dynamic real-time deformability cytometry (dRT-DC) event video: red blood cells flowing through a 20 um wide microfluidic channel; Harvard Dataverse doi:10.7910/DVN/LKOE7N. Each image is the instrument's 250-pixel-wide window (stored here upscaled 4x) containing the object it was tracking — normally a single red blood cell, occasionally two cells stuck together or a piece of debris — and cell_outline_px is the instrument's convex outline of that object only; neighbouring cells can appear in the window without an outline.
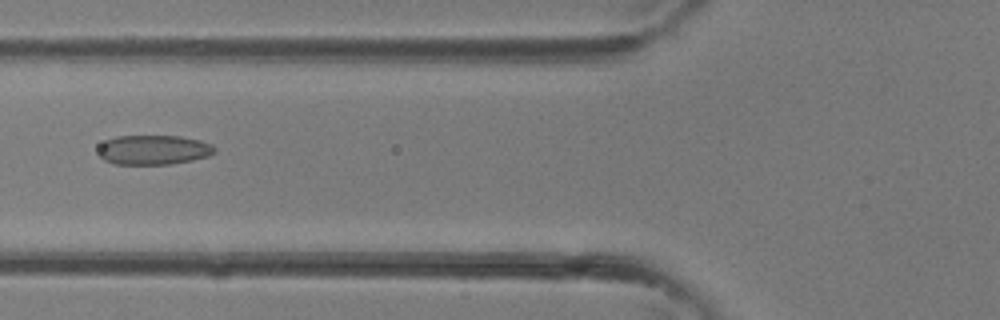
{"species": "common noctule bat (a hibernating species)", "species_latin": "Nyctalus noctula", "temperature_condition": "room temperature", "stored_images_in_passage": 30, "camera_frame_rate_fps": 3000, "um_per_image_px": 0.085, "animal": {"sex": "female"}, "frame": {"image": 1, "passage_image": 7, "time_ms": 2.0, "image_size_px": [1000, 320], "cell_outline_px": [[216, 152], [208, 156], [192, 160], [168, 164], [116, 164], [104, 160], [96, 152], [100, 144], [104, 140], [116, 136], [180, 136], [200, 140], [212, 144], [216, 148]], "centroid_in_image_um": [13.03, 12.73], "position_along_channel_um": 112.8, "area_um2": 20.23}}
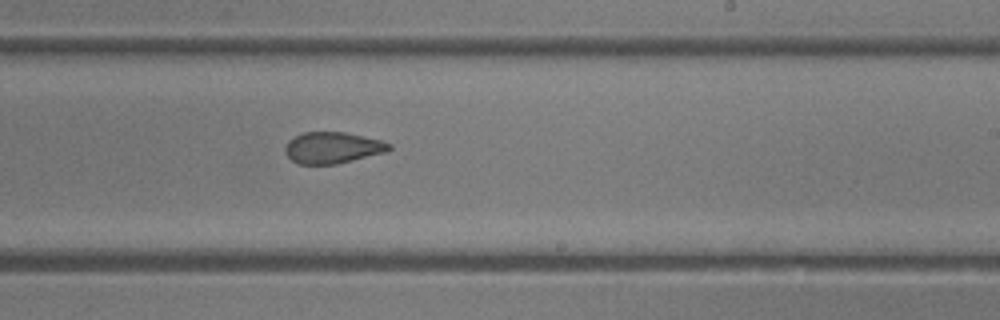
{"frame": {"image": 2, "passage_image": 15, "time_ms": 4.667, "image_size_px": [1000, 320], "cell_outline_px": [[392, 148], [388, 152], [336, 164], [300, 164], [292, 160], [284, 152], [284, 148], [288, 140], [304, 132], [344, 132], [380, 140], [392, 144]], "centroid_in_image_um": [28.28, 12.56], "position_along_channel_um": 260.7, "area_um2": 19.02}}
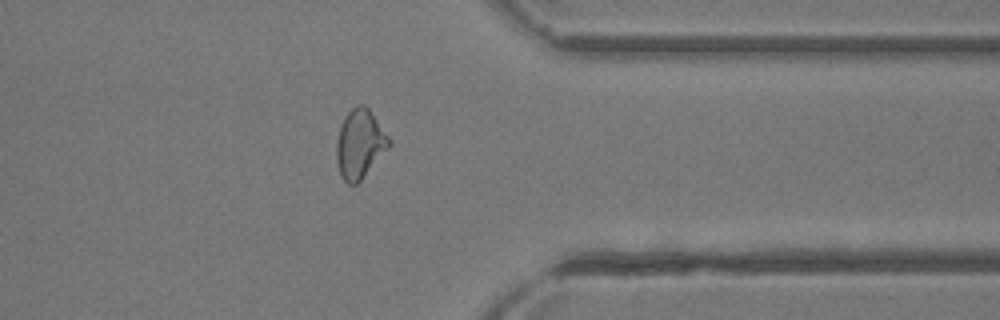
{"frame": {"image": 3, "passage_image": 22, "time_ms": 7.0, "image_size_px": [1000, 320], "cell_outline_px": [[392, 144], [360, 180], [356, 184], [348, 184], [340, 176], [336, 160], [336, 140], [344, 116], [356, 104], [364, 104], [368, 108], [388, 136]], "centroid_in_image_um": [30.56, 12.23], "position_along_channel_um": 380.8, "area_um2": 20.92}}